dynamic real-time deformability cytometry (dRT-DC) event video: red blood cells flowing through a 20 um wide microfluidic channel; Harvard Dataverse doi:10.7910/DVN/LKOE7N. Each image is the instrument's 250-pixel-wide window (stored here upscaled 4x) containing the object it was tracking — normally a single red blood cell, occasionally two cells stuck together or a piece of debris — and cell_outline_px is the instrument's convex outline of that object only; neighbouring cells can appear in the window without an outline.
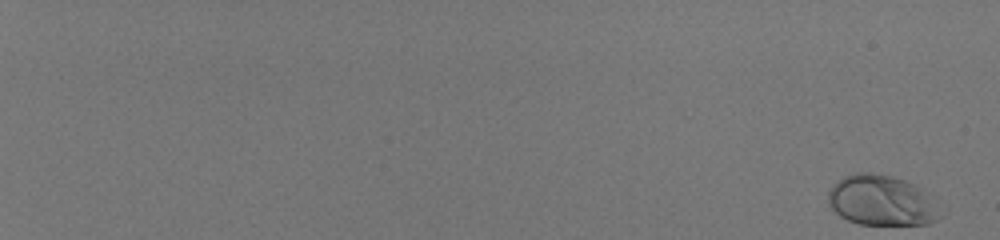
{"species": "human", "species_latin": "Homo sapiens", "temperature_condition": "room temperature", "stored_images_in_passage": 58, "camera_frame_rate_fps": 3000, "um_per_image_px": 0.085, "donor": {"sex": "male"}, "frame": {"image": 1, "passage_image": 1, "time_ms": 0.0, "image_size_px": [1000, 240], "cell_outline_px": [[940, 216], [936, 220], [928, 224], [860, 224], [848, 220], [840, 216], [828, 204], [828, 192], [832, 184], [844, 176], [856, 172], [872, 172], [892, 176], [904, 180], [920, 188]], "centroid_in_image_um": [74.81, 17.03], "position_along_channel_um": 10.2, "area_um2": 32.19}}
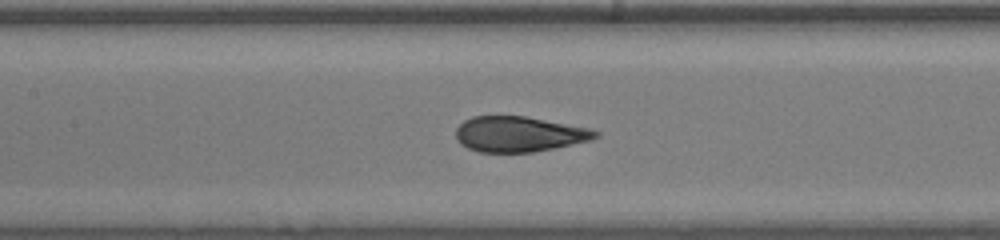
{"frame": {"image": 2, "passage_image": 34, "time_ms": 11.0, "image_size_px": [1000, 240], "cell_outline_px": [[600, 136], [588, 140], [552, 148], [532, 152], [480, 152], [468, 148], [460, 144], [456, 136], [456, 128], [464, 120], [472, 116], [524, 116], [588, 128], [600, 132]], "centroid_in_image_um": [44.07, 11.4], "position_along_channel_um": 163.3, "area_um2": 28.44}}
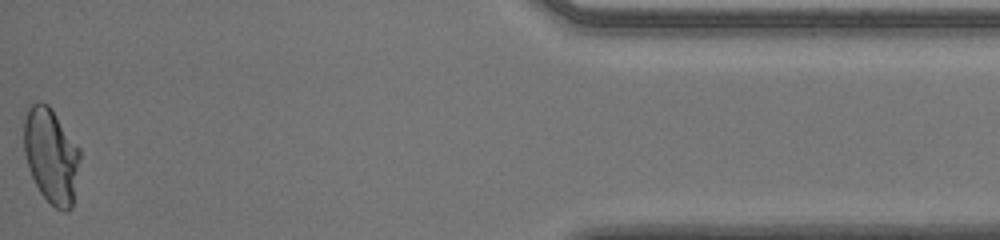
{"frame": {"image": 3, "passage_image": 58, "time_ms": 19.0, "image_size_px": [1000, 240], "cell_outline_px": [[80, 160], [72, 208], [64, 212], [56, 208], [40, 192], [28, 168], [24, 152], [24, 120], [28, 108], [36, 100], [40, 100], [48, 104], [52, 108], [80, 148]], "centroid_in_image_um": [4.35, 13.19], "position_along_channel_um": 430.9, "area_um2": 31.21}, "authors_computed_cell_mechanics": {"area_um2": 30.4028, "velocity_mm_per_s": 4.0221, "shape_relaxation_time_tau1_ms": 3.5572, "shape_relaxation_time_tau2_ms": null, "deformation_change_tau1": 0.1818, "deformation_change_tau2": null}}